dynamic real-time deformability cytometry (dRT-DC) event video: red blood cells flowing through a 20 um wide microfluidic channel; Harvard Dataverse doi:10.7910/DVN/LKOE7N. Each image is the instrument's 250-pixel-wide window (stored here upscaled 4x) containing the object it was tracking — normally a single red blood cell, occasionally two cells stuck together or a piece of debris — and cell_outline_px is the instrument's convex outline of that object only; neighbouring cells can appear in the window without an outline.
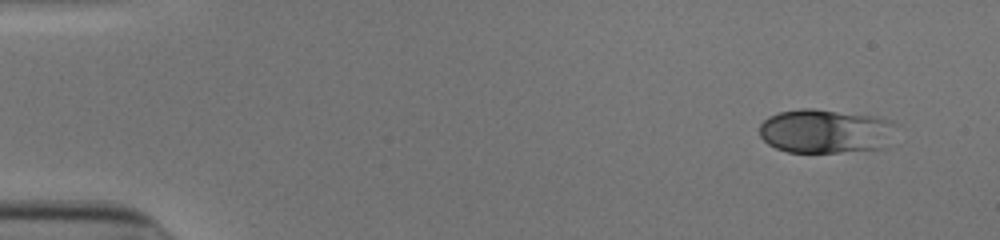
{"species": "human", "species_latin": "Homo sapiens", "temperature_condition": "cold", "stored_images_in_passage": 49, "camera_frame_rate_fps": 3000, "um_per_image_px": 0.085, "donor": {"sex": "male"}, "frame": {"image": 1, "passage_image": 1, "time_ms": 0.0, "image_size_px": [1000, 240], "cell_outline_px": [[900, 124], [884, 148], [840, 152], [788, 152], [776, 148], [768, 144], [760, 136], [760, 124], [768, 116], [780, 112], [800, 108], [812, 108], [884, 116]], "centroid_in_image_um": [70.24, 11.12], "position_along_channel_um": 14.8, "area_um2": 35.84}}
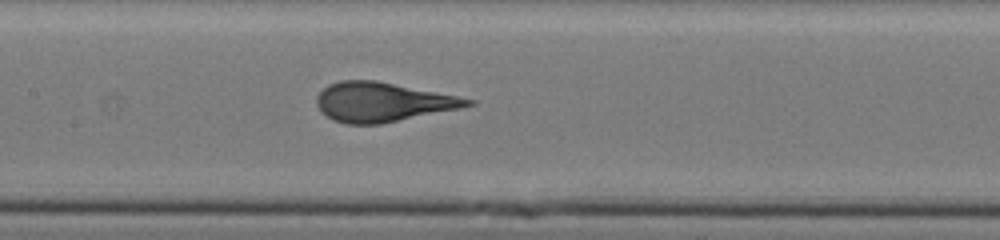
{"frame": {"image": 2, "passage_image": 23, "time_ms": 7.333, "image_size_px": [1000, 240], "cell_outline_px": [[476, 104], [460, 108], [380, 124], [348, 124], [332, 120], [320, 112], [316, 104], [316, 96], [328, 84], [340, 80], [376, 80], [476, 100]], "centroid_in_image_um": [32.47, 8.67], "position_along_channel_um": 174.9, "area_um2": 34.51}}
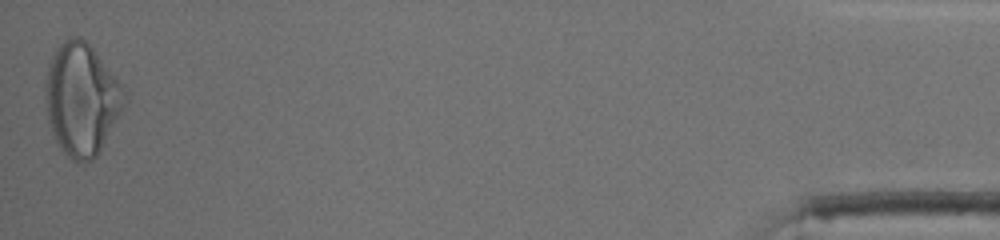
{"frame": {"image": 3, "passage_image": 49, "time_ms": 16.0, "image_size_px": [1000, 240], "cell_outline_px": [[128, 100], [124, 108], [100, 152], [92, 160], [84, 164], [76, 164], [60, 148], [48, 124], [44, 92], [44, 84], [48, 68], [52, 56], [56, 48], [64, 40], [72, 36], [80, 36], [92, 48], [124, 88]], "centroid_in_image_um": [6.93, 8.49], "position_along_channel_um": 428.3, "area_um2": 51.96}}